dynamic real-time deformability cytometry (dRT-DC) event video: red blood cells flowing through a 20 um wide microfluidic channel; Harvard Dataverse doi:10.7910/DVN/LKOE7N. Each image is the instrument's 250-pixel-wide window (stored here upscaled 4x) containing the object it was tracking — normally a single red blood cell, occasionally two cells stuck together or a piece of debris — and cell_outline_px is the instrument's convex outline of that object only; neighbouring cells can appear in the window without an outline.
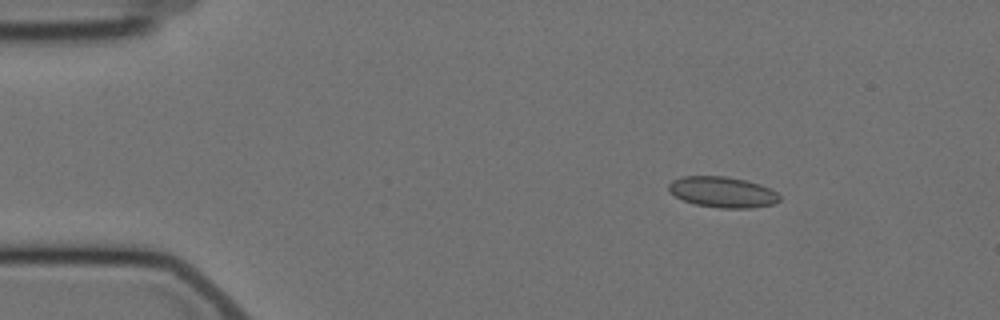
{"species": "Egyptian fruit bat (a non-hibernating species)", "species_latin": "Rousettus aegyptiacus", "temperature_condition": "cold", "stored_images_in_passage": 11, "camera_frame_rate_fps": 3000, "um_per_image_px": 0.085, "animal": {"sex": "female"}, "frame": {"image": 1, "passage_image": 1, "time_ms": 0.0, "image_size_px": [1000, 320], "cell_outline_px": [[780, 200], [772, 204], [752, 208], [720, 208], [696, 204], [684, 200], [676, 196], [668, 188], [668, 184], [672, 180], [684, 176], [724, 176], [744, 180], [760, 184], [776, 192], [780, 196]], "centroid_in_image_um": [61.42, 16.32], "position_along_channel_um": 23.6, "area_um2": 19.65}}
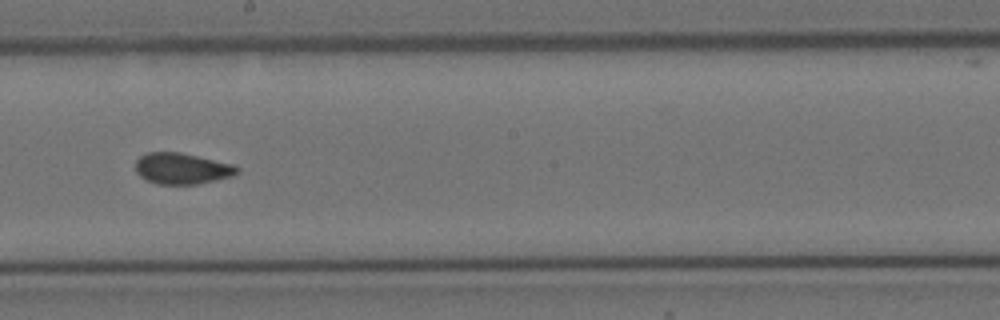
{"frame": {"image": 2, "passage_image": 7, "time_ms": 8.0, "image_size_px": [1000, 320], "cell_outline_px": [[240, 172], [232, 176], [216, 180], [196, 184], [156, 184], [140, 176], [136, 172], [136, 160], [140, 156], [148, 152], [180, 152], [232, 164], [240, 168]], "centroid_in_image_um": [15.47, 14.32], "position_along_channel_um": 232.7, "area_um2": 18.38}}
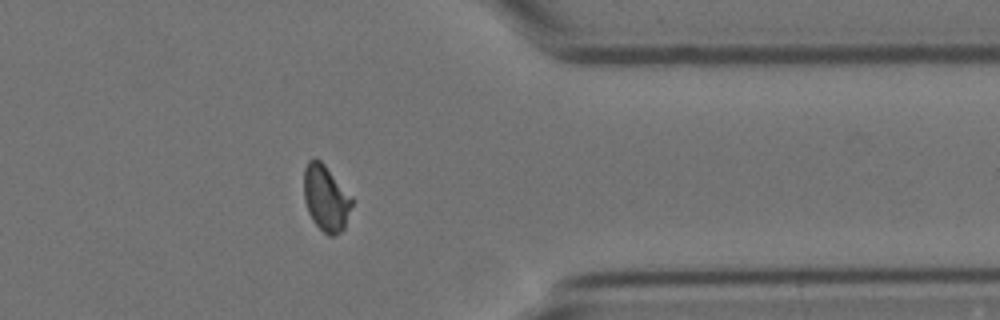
{"frame": {"image": 3, "passage_image": 11, "time_ms": 12.667, "image_size_px": [1000, 320], "cell_outline_px": [[356, 200], [344, 228], [340, 232], [332, 236], [328, 236], [312, 220], [308, 212], [304, 200], [304, 168], [308, 160], [316, 156], [324, 164]], "centroid_in_image_um": [27.73, 16.83], "position_along_channel_um": 383.7, "area_um2": 18.9}}